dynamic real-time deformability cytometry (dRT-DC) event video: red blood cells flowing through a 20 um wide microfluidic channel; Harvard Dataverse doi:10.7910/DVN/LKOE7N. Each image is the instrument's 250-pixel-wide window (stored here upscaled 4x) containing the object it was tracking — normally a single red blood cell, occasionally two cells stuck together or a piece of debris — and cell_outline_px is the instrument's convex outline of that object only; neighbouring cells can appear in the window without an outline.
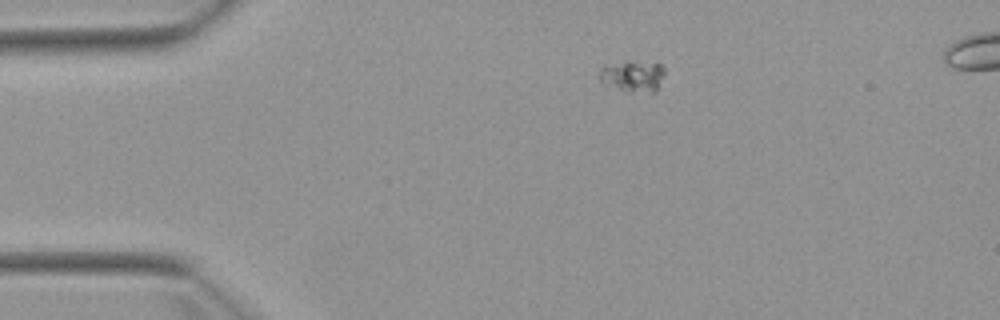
{"species": "Egyptian fruit bat (a non-hibernating species)", "species_latin": "Rousettus aegyptiacus", "temperature_condition": "warm", "stored_images_in_passage": 2, "camera_frame_rate_fps": 3000, "um_per_image_px": 0.085, "animal": {"sex": "female"}, "frame": {"image": 1, "passage_image": 1, "time_ms": 0.0, "image_size_px": [1000, 320], "cell_outline_px": [[664, 76], [656, 92], [652, 96], [624, 92], [600, 84], [600, 68], [604, 64], [628, 60], [660, 64], [664, 68]], "centroid_in_image_um": [53.77, 6.53], "position_along_channel_um": 31.2, "area_um2": 12.95}}